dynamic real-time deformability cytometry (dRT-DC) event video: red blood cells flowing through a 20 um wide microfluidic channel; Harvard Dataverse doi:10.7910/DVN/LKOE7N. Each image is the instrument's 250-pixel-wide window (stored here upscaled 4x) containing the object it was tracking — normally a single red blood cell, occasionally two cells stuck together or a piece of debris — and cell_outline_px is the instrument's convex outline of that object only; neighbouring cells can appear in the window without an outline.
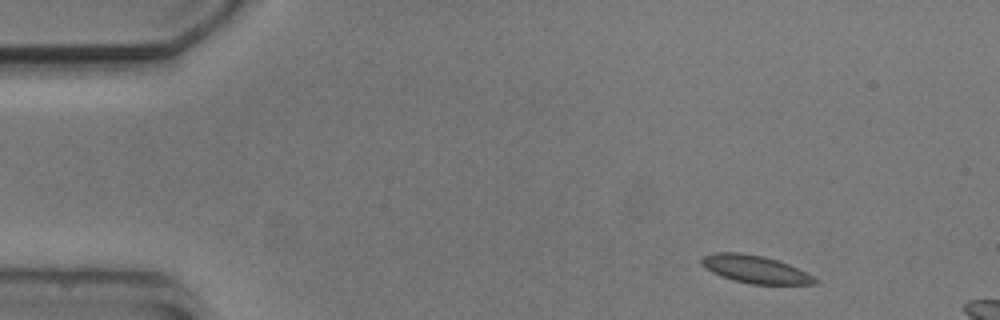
{"species": "common noctule bat (a hibernating species)", "species_latin": "Nyctalus noctula", "temperature_condition": "cold", "stored_images_in_passage": 4, "camera_frame_rate_fps": 3000, "um_per_image_px": 0.085, "animal": {"sex": "male", "body_mass_g": 20.5, "forearm_length_mm": 52.5}, "frame": {"image": 1, "passage_image": 1, "time_ms": 0.0, "image_size_px": [1000, 320], "cell_outline_px": [[820, 280], [816, 284], [752, 284], [732, 280], [712, 272], [700, 264], [700, 260], [704, 256], [716, 252], [740, 252], [764, 256], [788, 264]], "centroid_in_image_um": [64.16, 22.88], "position_along_channel_um": 20.8, "area_um2": 18.15}}